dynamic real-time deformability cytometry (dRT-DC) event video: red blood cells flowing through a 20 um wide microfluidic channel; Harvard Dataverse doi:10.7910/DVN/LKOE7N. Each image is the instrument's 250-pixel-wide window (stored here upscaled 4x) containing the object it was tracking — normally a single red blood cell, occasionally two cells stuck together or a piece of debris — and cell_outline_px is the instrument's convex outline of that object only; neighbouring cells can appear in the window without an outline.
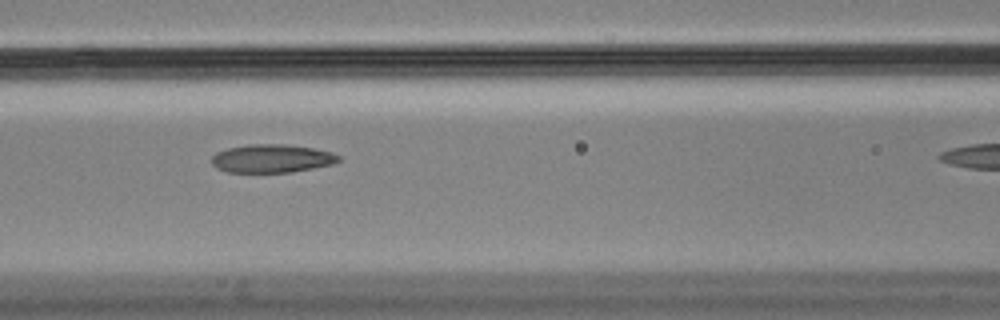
{"species": "Egyptian fruit bat (a non-hibernating species)", "species_latin": "Rousettus aegyptiacus", "temperature_condition": "cold", "stored_images_in_passage": 10, "camera_frame_rate_fps": 3000, "um_per_image_px": 0.085, "animal": {"sex": "male"}, "frame": {"image": 1, "passage_image": 6, "time_ms": 1.667, "image_size_px": [1000, 320], "cell_outline_px": [[340, 160], [332, 164], [292, 172], [228, 172], [216, 168], [212, 164], [212, 156], [216, 152], [228, 148], [248, 144], [284, 144], [312, 148], [332, 152], [340, 156]], "centroid_in_image_um": [23.09, 13.47], "position_along_channel_um": 143.5, "area_um2": 20.87}}
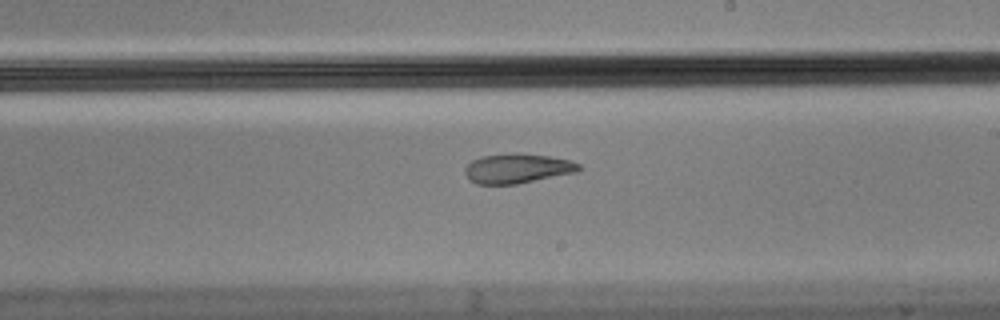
{"frame": {"image": 2, "passage_image": 9, "time_ms": 2.667, "image_size_px": [1000, 320], "cell_outline_px": [[580, 172], [516, 184], [476, 184], [464, 172], [464, 168], [472, 160], [480, 156], [512, 152], [524, 152], [572, 160], [580, 164]], "centroid_in_image_um": [44.01, 14.29], "position_along_channel_um": 245.0, "area_um2": 20.06}}
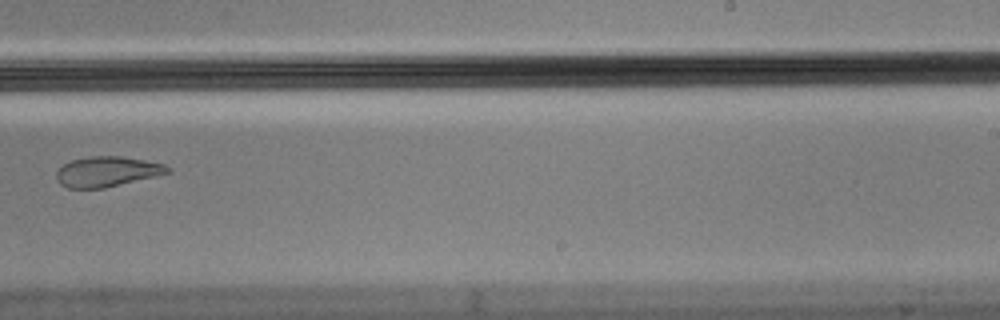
{"frame": {"image": 3, "passage_image": 10, "time_ms": 3.0, "image_size_px": [1000, 320], "cell_outline_px": [[172, 172], [156, 176], [104, 188], [68, 188], [60, 184], [56, 180], [56, 172], [64, 164], [72, 160], [88, 156], [120, 156], [144, 160], [164, 164], [172, 168]], "centroid_in_image_um": [9.11, 14.58], "position_along_channel_um": 279.9, "area_um2": 19.59}}